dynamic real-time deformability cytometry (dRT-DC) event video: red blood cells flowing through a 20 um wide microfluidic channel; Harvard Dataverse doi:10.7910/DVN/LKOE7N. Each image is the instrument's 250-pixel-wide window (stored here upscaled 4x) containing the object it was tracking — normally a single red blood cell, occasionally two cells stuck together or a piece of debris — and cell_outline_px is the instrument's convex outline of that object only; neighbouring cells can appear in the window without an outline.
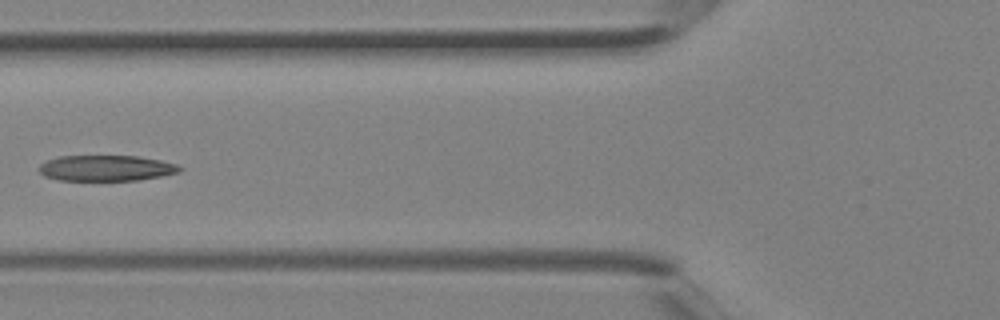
{"species": "Egyptian fruit bat (a non-hibernating species)", "species_latin": "Rousettus aegyptiacus", "temperature_condition": "room temperature", "stored_images_in_passage": 5, "camera_frame_rate_fps": 3000, "um_per_image_px": 0.085, "animal": {"sex": "female"}, "frame": {"image": 1, "passage_image": 5, "time_ms": 1.333, "image_size_px": [1000, 320], "cell_outline_px": [[184, 168], [180, 172], [160, 176], [136, 180], [60, 180], [44, 176], [36, 168], [40, 164], [48, 160], [60, 156], [136, 156], [160, 160], [176, 164]], "centroid_in_image_um": [9.01, 14.29], "position_along_channel_um": 116.8, "area_um2": 21.04}}